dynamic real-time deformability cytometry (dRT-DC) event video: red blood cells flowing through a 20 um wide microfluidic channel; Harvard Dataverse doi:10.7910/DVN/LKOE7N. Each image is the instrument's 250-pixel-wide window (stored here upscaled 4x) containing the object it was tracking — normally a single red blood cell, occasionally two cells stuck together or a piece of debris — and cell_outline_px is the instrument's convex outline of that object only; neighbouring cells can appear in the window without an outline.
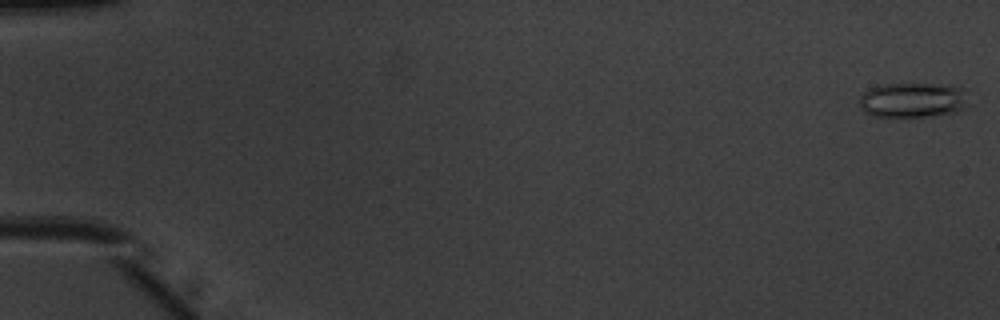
{"species": "common noctule bat (a hibernating species)", "species_latin": "Nyctalus noctula", "temperature_condition": "warm", "stored_images_in_passage": 11, "camera_frame_rate_fps": 3000, "um_per_image_px": 0.085, "animal": {"sex": "male", "body_mass_g": 20.1, "forearm_length_mm": 53.5}, "frame": {"image": 1, "passage_image": 1, "time_ms": 0.0, "image_size_px": [1000, 320], "cell_outline_px": [[964, 108], [956, 112], [900, 120], [876, 116], [864, 112], [860, 108], [860, 96], [864, 92], [872, 88], [884, 84], [948, 84], [964, 88]], "centroid_in_image_um": [77.53, 8.54], "position_along_channel_um": 7.5, "area_um2": 22.66}}